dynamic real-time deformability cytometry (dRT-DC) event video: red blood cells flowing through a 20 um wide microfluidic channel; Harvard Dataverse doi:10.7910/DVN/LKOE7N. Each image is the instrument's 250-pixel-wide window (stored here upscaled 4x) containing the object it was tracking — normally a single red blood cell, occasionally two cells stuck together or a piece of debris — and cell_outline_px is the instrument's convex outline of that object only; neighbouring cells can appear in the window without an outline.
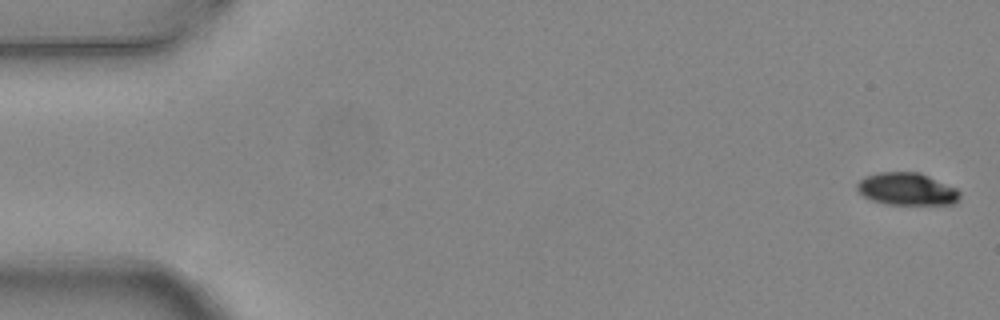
{"species": "common noctule bat (a hibernating species)", "species_latin": "Nyctalus noctula", "temperature_condition": "warm", "stored_images_in_passage": 5, "camera_frame_rate_fps": 3000, "um_per_image_px": 0.085, "animal": {"sex": "female", "body_mass_g": 24.6, "forearm_length_mm": 56.2}, "frame": {"image": 1, "passage_image": 1, "time_ms": 0.0, "image_size_px": [1000, 320], "cell_outline_px": [[960, 196], [956, 204], [884, 204], [872, 200], [864, 196], [856, 188], [856, 184], [864, 176], [880, 172], [920, 172], [956, 188], [960, 192]], "centroid_in_image_um": [77.08, 16.06], "position_along_channel_um": 7.9, "area_um2": 19.42}}
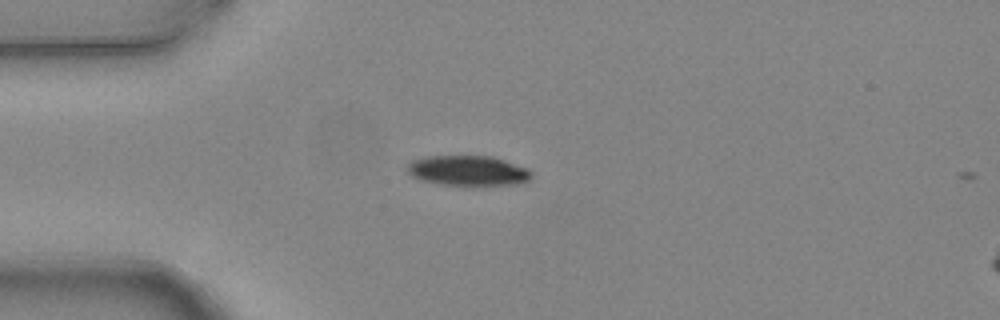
{"frame": {"image": 2, "passage_image": 4, "time_ms": 1.0, "image_size_px": [1000, 320], "cell_outline_px": [[532, 176], [524, 184], [476, 188], [440, 184], [420, 180], [412, 176], [404, 168], [404, 164], [412, 160], [424, 156], [492, 156], [528, 168], [532, 172]], "centroid_in_image_um": [39.79, 14.55], "position_along_channel_um": 45.2, "area_um2": 23.06}}